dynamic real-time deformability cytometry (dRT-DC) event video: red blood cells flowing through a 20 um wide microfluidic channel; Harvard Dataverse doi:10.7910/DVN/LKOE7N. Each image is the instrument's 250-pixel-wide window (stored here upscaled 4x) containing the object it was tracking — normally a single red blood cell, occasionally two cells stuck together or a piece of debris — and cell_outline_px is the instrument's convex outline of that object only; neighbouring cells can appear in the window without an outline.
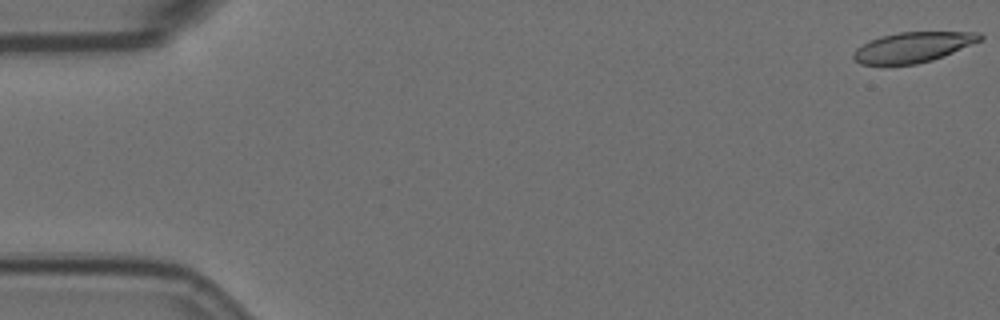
{"species": "Egyptian fruit bat (a non-hibernating species)", "species_latin": "Rousettus aegyptiacus", "temperature_condition": "room temperature", "stored_images_in_passage": 57, "camera_frame_rate_fps": 3000, "um_per_image_px": 0.085, "animal": {"sex": "female"}, "frame": {"image": 1, "passage_image": 1, "time_ms": 0.0, "image_size_px": [1000, 320], "cell_outline_px": [[984, 40], [932, 60], [916, 64], [860, 64], [852, 56], [852, 52], [856, 48], [868, 40], [880, 36], [900, 32], [980, 32], [984, 36]], "centroid_in_image_um": [77.61, 4.0], "position_along_channel_um": 7.4, "area_um2": 22.37}}
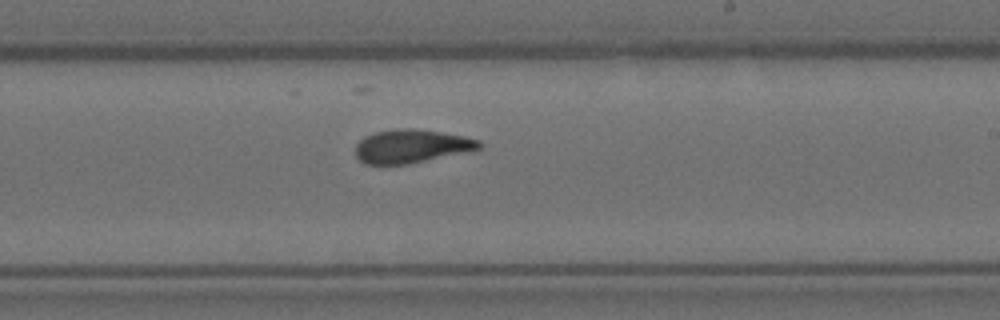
{"frame": {"image": 2, "passage_image": 34, "time_ms": 11.0, "image_size_px": [1000, 320], "cell_outline_px": [[480, 148], [408, 164], [364, 164], [356, 156], [356, 144], [364, 136], [376, 132], [400, 128], [416, 128], [464, 136], [480, 140]], "centroid_in_image_um": [34.92, 12.42], "position_along_channel_um": 254.1, "area_um2": 23.76}}
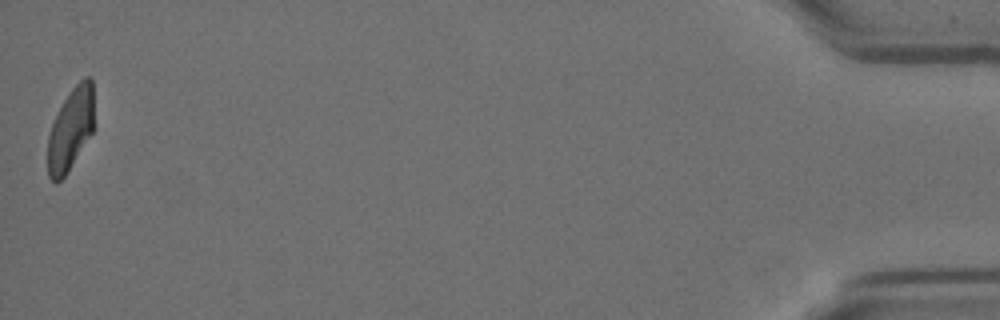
{"frame": {"image": 3, "passage_image": 57, "time_ms": 18.667, "image_size_px": [1000, 320], "cell_outline_px": [[96, 128], [68, 172], [56, 184], [48, 176], [48, 136], [52, 124], [64, 100], [72, 88], [84, 76], [88, 76], [92, 80]], "centroid_in_image_um": [6.06, 10.98], "position_along_channel_um": 429.1, "area_um2": 22.72}, "authors_computed_cell_mechanics": {"area_um2": 24.2182, "velocity_mm_per_s": 3.5558, "shape_relaxation_time_tau1_ms": 10.0638, "shape_relaxation_time_tau2_ms": 2.4692, "deformation_change_tau1": 0.255, "deformation_change_tau2": 0.0988}}